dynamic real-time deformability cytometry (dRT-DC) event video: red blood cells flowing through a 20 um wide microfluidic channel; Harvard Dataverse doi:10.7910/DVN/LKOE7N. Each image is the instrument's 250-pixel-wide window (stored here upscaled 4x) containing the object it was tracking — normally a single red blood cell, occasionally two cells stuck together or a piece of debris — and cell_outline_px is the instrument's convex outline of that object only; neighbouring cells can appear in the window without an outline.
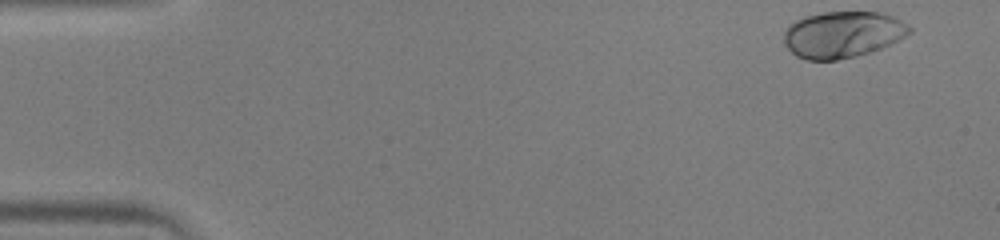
{"species": "human", "species_latin": "Homo sapiens", "temperature_condition": "warm", "stored_images_in_passage": 44, "camera_frame_rate_fps": 3000, "um_per_image_px": 0.085, "donor": {"sex": "male"}, "frame": {"image": 1, "passage_image": 1, "time_ms": 0.0, "image_size_px": [1000, 240], "cell_outline_px": [[912, 32], [872, 52], [856, 56], [836, 60], [804, 60], [796, 56], [784, 44], [784, 32], [788, 24], [804, 16], [820, 12], [884, 12], [908, 24], [912, 28]], "centroid_in_image_um": [71.59, 2.92], "position_along_channel_um": 13.4, "area_um2": 34.16}}
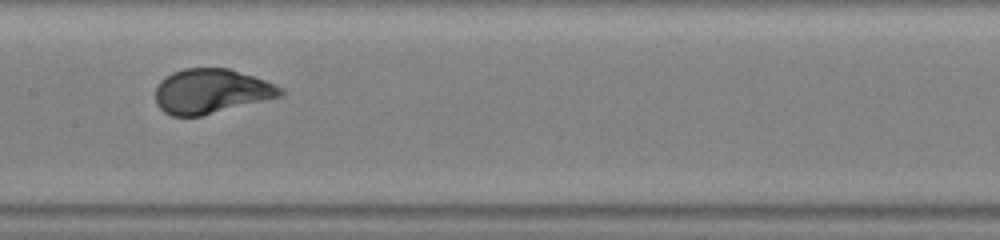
{"frame": {"image": 2, "passage_image": 24, "time_ms": 7.667, "image_size_px": [1000, 240], "cell_outline_px": [[284, 96], [200, 116], [172, 116], [164, 112], [156, 104], [156, 88], [160, 80], [172, 72], [184, 68], [228, 68], [276, 84], [284, 88]], "centroid_in_image_um": [17.96, 7.76], "position_along_channel_um": 189.4, "area_um2": 32.6}}
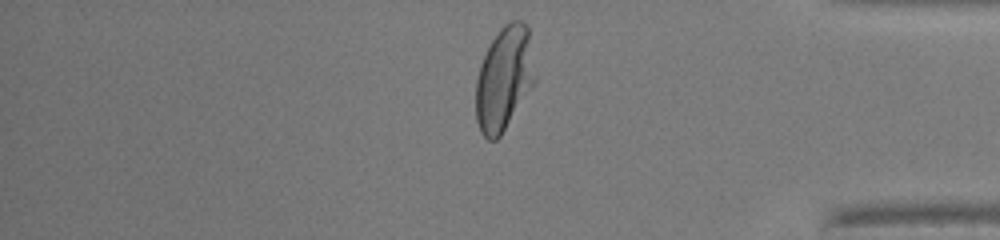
{"frame": {"image": 3, "passage_image": 41, "time_ms": 13.333, "image_size_px": [1000, 240], "cell_outline_px": [[536, 80], [500, 136], [496, 140], [488, 140], [480, 132], [476, 120], [476, 80], [480, 64], [492, 40], [500, 28], [504, 24], [512, 20], [520, 20], [528, 24], [536, 76]], "centroid_in_image_um": [42.85, 6.65], "position_along_channel_um": 392.3, "area_um2": 35.78}, "authors_computed_cell_mechanics": {"area_um2": 32.7726, "velocity_mm_per_s": 3.996, "shape_relaxation_time_tau1_ms": 2.5351, "shape_relaxation_time_tau2_ms": null, "deformation_change_tau1": 0.1684, "deformation_change_tau2": null}}